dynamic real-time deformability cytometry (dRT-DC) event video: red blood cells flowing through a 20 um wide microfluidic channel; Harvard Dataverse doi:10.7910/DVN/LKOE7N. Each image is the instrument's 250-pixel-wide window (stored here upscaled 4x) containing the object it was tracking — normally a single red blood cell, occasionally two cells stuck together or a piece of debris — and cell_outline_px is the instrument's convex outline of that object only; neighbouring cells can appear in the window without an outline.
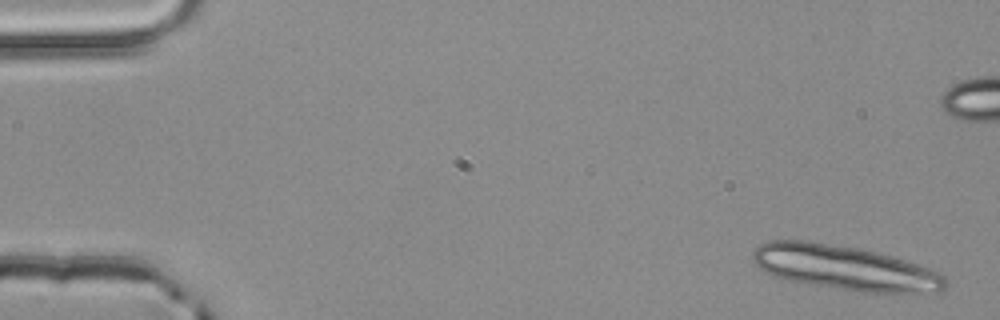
{"species": "common noctule bat (a hibernating species)", "species_latin": "Nyctalus noctula", "temperature_condition": "room temperature", "stored_images_in_passage": 7, "segment_of_instrument_passage": [1, 2], "camera_frame_rate_fps": 3000, "um_per_image_px": 0.085, "animal": {"sex": "male", "body_mass_g": 20.4}, "frame": {"image": 1, "passage_image": 1, "time_ms": 0.0, "image_size_px": [1000, 320], "cell_outline_px": [[948, 284], [944, 288], [936, 292], [864, 292], [836, 288], [788, 280], [772, 276], [764, 272], [756, 264], [752, 256], [752, 252], [760, 244], [768, 240], [808, 240], [856, 248], [876, 252], [892, 256], [940, 272], [948, 280]], "centroid_in_image_um": [71.78, 22.75], "position_along_channel_um": 13.2, "area_um2": 49.77}}